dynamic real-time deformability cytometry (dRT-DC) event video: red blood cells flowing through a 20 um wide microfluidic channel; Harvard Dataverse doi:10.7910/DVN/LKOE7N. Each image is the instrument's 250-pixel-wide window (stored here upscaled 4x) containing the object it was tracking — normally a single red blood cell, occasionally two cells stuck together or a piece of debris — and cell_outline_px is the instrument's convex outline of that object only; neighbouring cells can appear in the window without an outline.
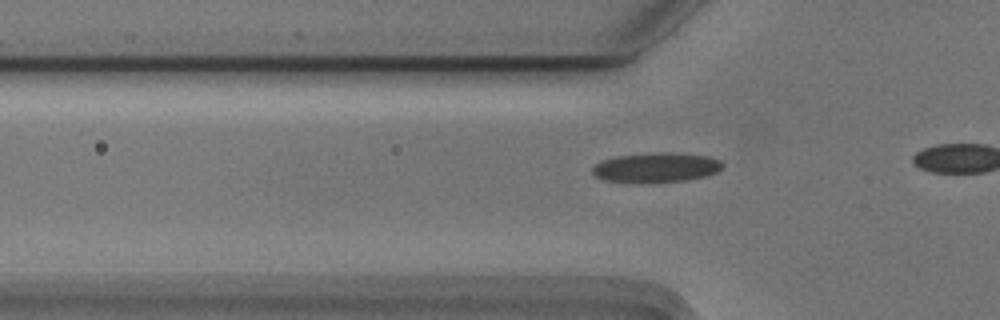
{"species": "Egyptian fruit bat (a non-hibernating species)", "species_latin": "Rousettus aegyptiacus", "temperature_condition": "cold", "stored_images_in_passage": 12, "camera_frame_rate_fps": 3000, "um_per_image_px": 0.085, "animal": {"sex": "male"}, "frame": {"image": 1, "passage_image": 6, "time_ms": 1.667, "image_size_px": [1000, 320], "cell_outline_px": [[724, 164], [716, 172], [704, 176], [684, 180], [604, 180], [596, 176], [592, 172], [592, 168], [600, 160], [616, 156], [652, 152], [676, 152], [708, 156], [720, 160]], "centroid_in_image_um": [55.79, 14.17], "position_along_channel_um": 70.0, "area_um2": 21.73}}
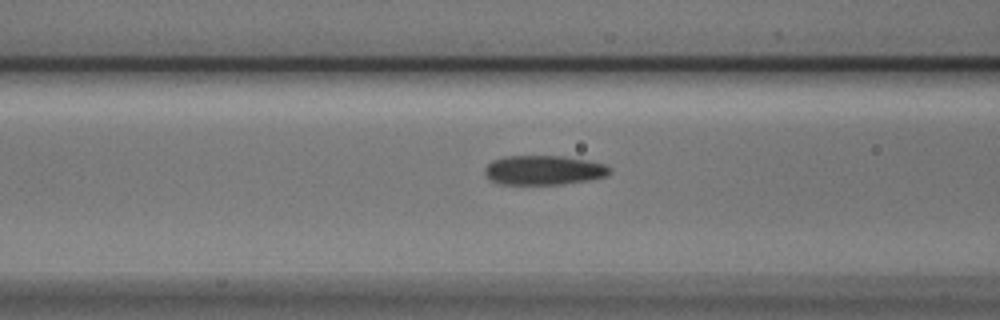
{"frame": {"image": 2, "passage_image": 10, "time_ms": 3.0, "image_size_px": [1000, 320], "cell_outline_px": [[612, 172], [608, 176], [592, 180], [564, 184], [496, 184], [484, 172], [484, 168], [492, 160], [504, 156], [564, 156], [588, 160], [604, 164], [612, 168]], "centroid_in_image_um": [46.27, 14.46], "position_along_channel_um": 120.3, "area_um2": 21.73}}